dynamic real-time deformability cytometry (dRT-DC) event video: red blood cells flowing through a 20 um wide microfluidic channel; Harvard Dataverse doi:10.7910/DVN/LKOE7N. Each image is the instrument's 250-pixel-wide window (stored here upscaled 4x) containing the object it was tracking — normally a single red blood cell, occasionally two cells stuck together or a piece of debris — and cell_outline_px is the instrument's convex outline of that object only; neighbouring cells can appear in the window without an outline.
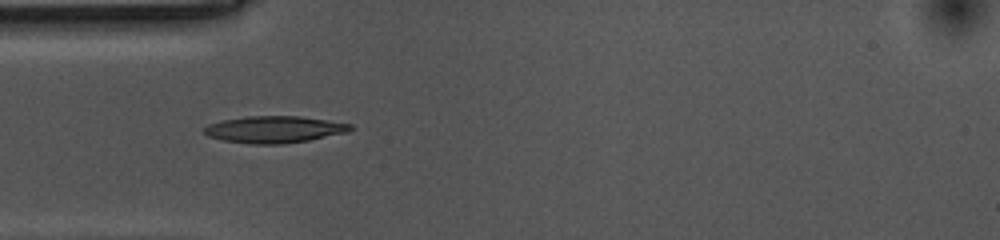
{"species": "common noctule bat (a hibernating species)", "species_latin": "Nyctalus noctula", "temperature_condition": "cold", "stored_images_in_passage": 41, "camera_frame_rate_fps": 3000, "um_per_image_px": 0.085, "animal": {"sex": "female", "body_mass_g": 10.0, "forearm_length_mm": 53.1}, "frame": {"image": 1, "passage_image": 1, "time_ms": 0.0, "image_size_px": [1000, 240], "cell_outline_px": [[356, 128], [348, 132], [308, 140], [284, 144], [252, 144], [224, 140], [208, 136], [204, 132], [204, 128], [208, 124], [220, 120], [248, 116], [300, 116], [352, 124]], "centroid_in_image_um": [23.33, 11.0], "position_along_channel_um": 61.7, "area_um2": 22.89}}
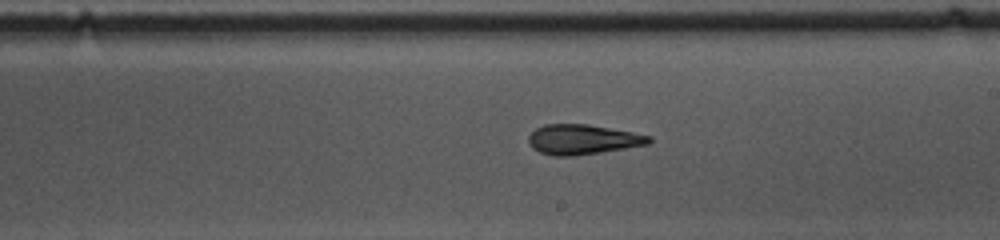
{"frame": {"image": 2, "passage_image": 16, "time_ms": 5.0, "image_size_px": [1000, 240], "cell_outline_px": [[652, 140], [648, 144], [600, 152], [572, 156], [552, 156], [540, 152], [532, 148], [528, 140], [528, 136], [536, 128], [544, 124], [588, 124], [632, 132], [652, 136]], "centroid_in_image_um": [49.5, 11.85], "position_along_channel_um": 239.5, "area_um2": 20.92}}
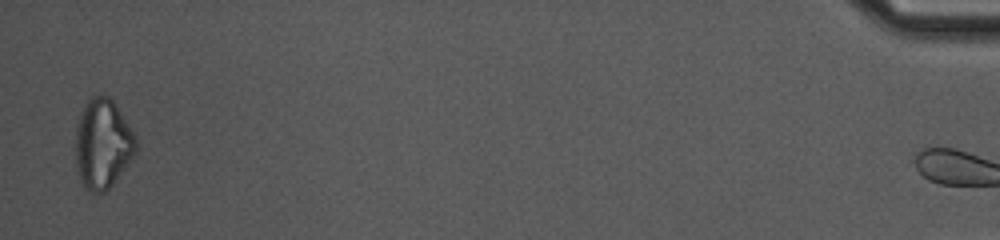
{"frame": {"image": 3, "passage_image": 40, "time_ms": 13.0, "image_size_px": [1000, 240], "cell_outline_px": [[140, 144], [136, 152], [128, 164], [112, 184], [104, 192], [88, 192], [80, 180], [76, 168], [76, 124], [80, 112], [84, 104], [92, 96], [108, 96], [116, 104], [136, 136]], "centroid_in_image_um": [8.74, 12.22], "position_along_channel_um": 426.5, "area_um2": 31.79}, "authors_computed_cell_mechanics": {"area_um2": 21.386, "velocity_mm_per_s": 3.5449, "shape_relaxation_time_tau1_ms": 3.6034, "shape_relaxation_time_tau2_ms": 6.3755, "deformation_change_tau1": 0.1368, "deformation_change_tau2": 0.1567}}